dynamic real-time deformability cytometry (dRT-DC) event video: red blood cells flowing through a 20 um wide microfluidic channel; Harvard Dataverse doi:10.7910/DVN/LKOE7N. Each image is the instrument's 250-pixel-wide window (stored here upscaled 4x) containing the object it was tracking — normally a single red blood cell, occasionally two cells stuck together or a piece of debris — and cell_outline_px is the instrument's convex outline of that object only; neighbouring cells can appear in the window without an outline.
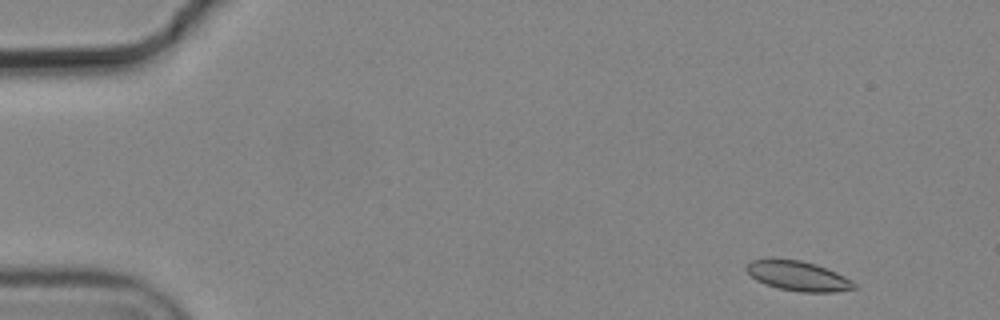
{"species": "common noctule bat (a hibernating species)", "species_latin": "Nyctalus noctula", "temperature_condition": "cold", "stored_images_in_passage": 4, "camera_frame_rate_fps": 3000, "um_per_image_px": 0.085, "animal": {"sex": "male", "body_mass_g": 19.2, "forearm_length_mm": 51.8}, "frame": {"image": 1, "passage_image": 1, "time_ms": 0.0, "image_size_px": [1000, 320], "cell_outline_px": [[856, 288], [836, 292], [800, 292], [780, 288], [764, 284], [756, 280], [744, 268], [752, 260], [800, 260], [816, 264], [836, 272], [852, 280], [856, 284]], "centroid_in_image_um": [67.87, 23.48], "position_along_channel_um": 17.1, "area_um2": 18.38}}